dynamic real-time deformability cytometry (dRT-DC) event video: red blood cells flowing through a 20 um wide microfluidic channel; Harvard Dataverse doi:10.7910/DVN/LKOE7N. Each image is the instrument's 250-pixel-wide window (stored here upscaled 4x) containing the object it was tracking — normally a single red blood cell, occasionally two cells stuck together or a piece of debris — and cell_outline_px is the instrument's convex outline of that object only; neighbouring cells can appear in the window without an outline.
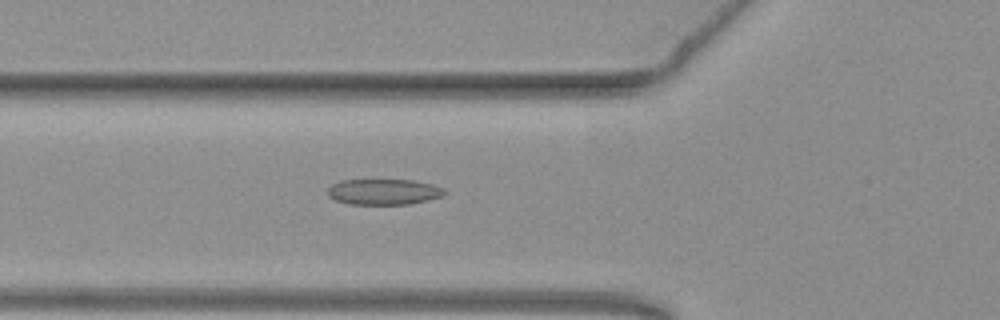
{"species": "common noctule bat (a hibernating species)", "species_latin": "Nyctalus noctula", "temperature_condition": "warm", "stored_images_in_passage": 50, "camera_frame_rate_fps": 3000, "um_per_image_px": 0.085, "animal": {"sex": "female", "body_mass_g": 19.3, "forearm_length_mm": 54.1}, "frame": {"image": 1, "passage_image": 14, "time_ms": 4.333, "image_size_px": [1000, 320], "cell_outline_px": [[444, 192], [440, 196], [428, 200], [408, 204], [348, 204], [336, 200], [328, 196], [328, 188], [332, 184], [340, 180], [412, 180], [432, 184], [444, 188]], "centroid_in_image_um": [32.58, 16.3], "position_along_channel_um": 93.2, "area_um2": 17.4}}
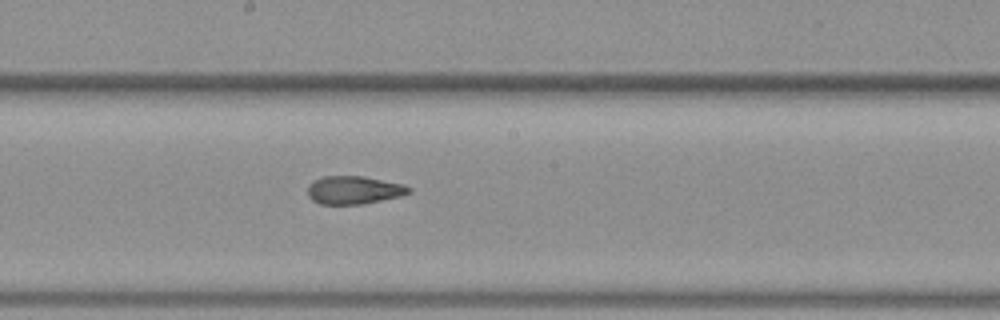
{"frame": {"image": 2, "passage_image": 24, "time_ms": 7.667, "image_size_px": [1000, 320], "cell_outline_px": [[412, 192], [400, 196], [364, 204], [320, 204], [312, 200], [308, 196], [308, 184], [312, 180], [324, 176], [364, 176], [404, 184], [412, 188]], "centroid_in_image_um": [30.08, 16.15], "position_along_channel_um": 218.1, "area_um2": 16.76}}
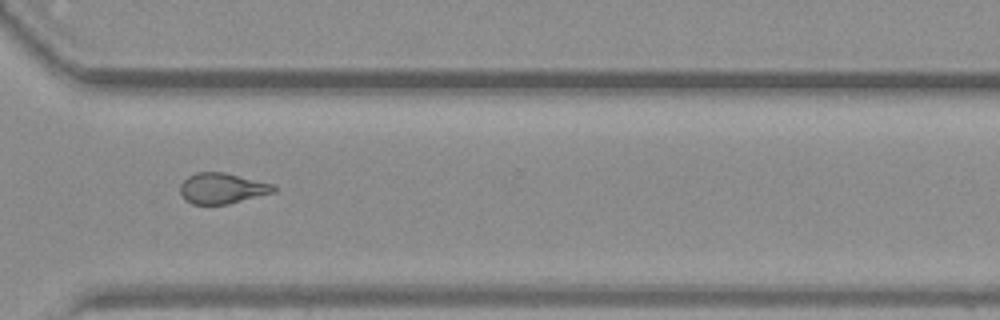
{"frame": {"image": 3, "passage_image": 35, "time_ms": 11.333, "image_size_px": [1000, 320], "cell_outline_px": [[276, 192], [228, 204], [192, 204], [184, 200], [180, 192], [180, 184], [188, 176], [196, 172], [224, 172], [276, 184]], "centroid_in_image_um": [18.9, 16.0], "position_along_channel_um": 351.7, "area_um2": 16.94}, "authors_computed_cell_mechanics": {"area_um2": 17.3978, "velocity_mm_per_s": 3.6913, "shape_relaxation_time_tau1_ms": null, "shape_relaxation_time_tau2_ms": 2.1114, "deformation_change_tau1": null, "deformation_change_tau2": 0.0969}}